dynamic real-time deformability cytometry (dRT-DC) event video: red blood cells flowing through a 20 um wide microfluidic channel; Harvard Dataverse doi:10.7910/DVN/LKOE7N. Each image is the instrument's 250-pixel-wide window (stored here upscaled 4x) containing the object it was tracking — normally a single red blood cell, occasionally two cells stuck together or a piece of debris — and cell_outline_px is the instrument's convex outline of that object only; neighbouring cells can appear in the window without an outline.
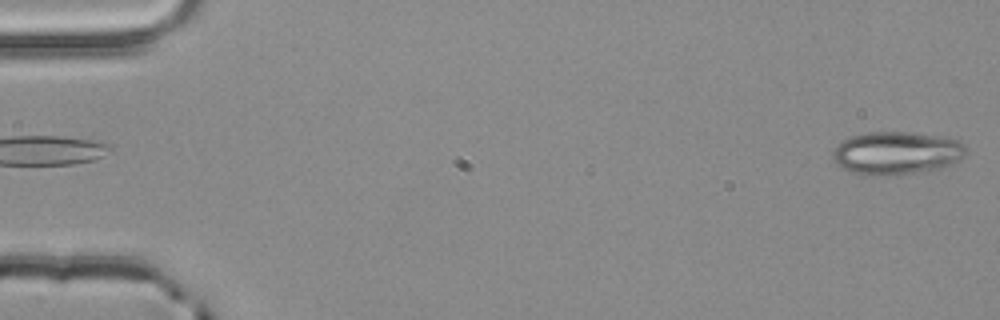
{"species": "common noctule bat (a hibernating species)", "species_latin": "Nyctalus noctula", "temperature_condition": "room temperature", "stored_images_in_passage": 4, "camera_frame_rate_fps": 3000, "um_per_image_px": 0.085, "animal": {"sex": "male", "body_mass_g": 20.4}, "frame": {"image": 1, "passage_image": 1, "time_ms": 0.0, "image_size_px": [1000, 320], "cell_outline_px": [[968, 148], [960, 160], [952, 164], [940, 168], [916, 172], [880, 176], [864, 176], [840, 168], [836, 164], [832, 156], [832, 152], [848, 136], [868, 132], [908, 132], [936, 136], [960, 140]], "centroid_in_image_um": [76.19, 13.01], "position_along_channel_um": 8.8, "area_um2": 33.47}}